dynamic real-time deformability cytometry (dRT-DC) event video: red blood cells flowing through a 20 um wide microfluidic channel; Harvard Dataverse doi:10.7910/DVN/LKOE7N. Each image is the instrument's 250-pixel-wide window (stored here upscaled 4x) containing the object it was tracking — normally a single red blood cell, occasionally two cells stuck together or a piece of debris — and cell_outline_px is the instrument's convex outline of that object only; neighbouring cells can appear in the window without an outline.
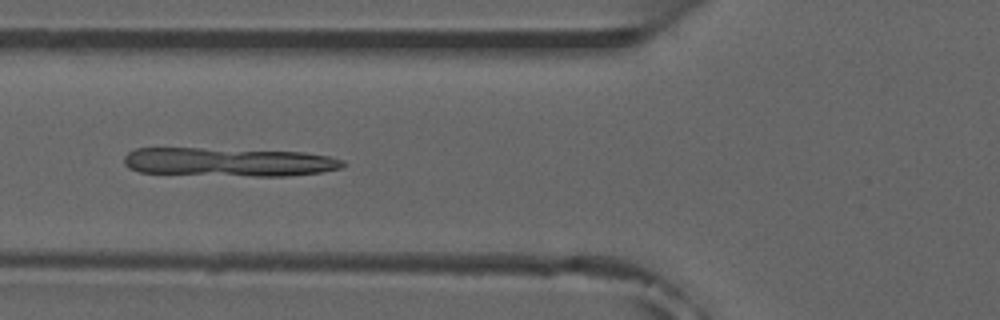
{"species": "common noctule bat (a hibernating species)", "species_latin": "Nyctalus noctula", "temperature_condition": "room temperature", "stored_images_in_passage": 23, "camera_frame_rate_fps": 3000, "um_per_image_px": 0.085, "animal": {"sex": "male", "forearm_length_mm": 52.5}, "frame": {"image": 1, "passage_image": 19, "time_ms": 6.0, "image_size_px": [1000, 320], "cell_outline_px": [[348, 164], [340, 168], [320, 172], [288, 176], [256, 176], [140, 172], [128, 168], [124, 164], [124, 156], [128, 152], [136, 148], [200, 148], [304, 152], [328, 156], [344, 160]], "centroid_in_image_um": [19.45, 13.76], "position_along_channel_um": 106.3, "area_um2": 36.53}}
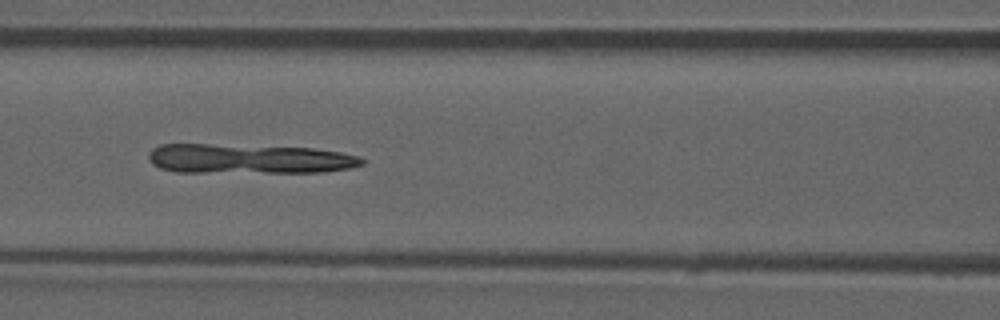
{"frame": {"image": 2, "passage_image": 22, "time_ms": 7.0, "image_size_px": [1000, 320], "cell_outline_px": [[364, 164], [348, 168], [324, 172], [176, 172], [160, 168], [152, 164], [148, 160], [148, 152], [152, 148], [160, 144], [208, 144], [312, 148], [340, 152], [360, 156], [364, 160]], "centroid_in_image_um": [21.11, 13.5], "position_along_channel_um": 145.5, "area_um2": 36.93}}